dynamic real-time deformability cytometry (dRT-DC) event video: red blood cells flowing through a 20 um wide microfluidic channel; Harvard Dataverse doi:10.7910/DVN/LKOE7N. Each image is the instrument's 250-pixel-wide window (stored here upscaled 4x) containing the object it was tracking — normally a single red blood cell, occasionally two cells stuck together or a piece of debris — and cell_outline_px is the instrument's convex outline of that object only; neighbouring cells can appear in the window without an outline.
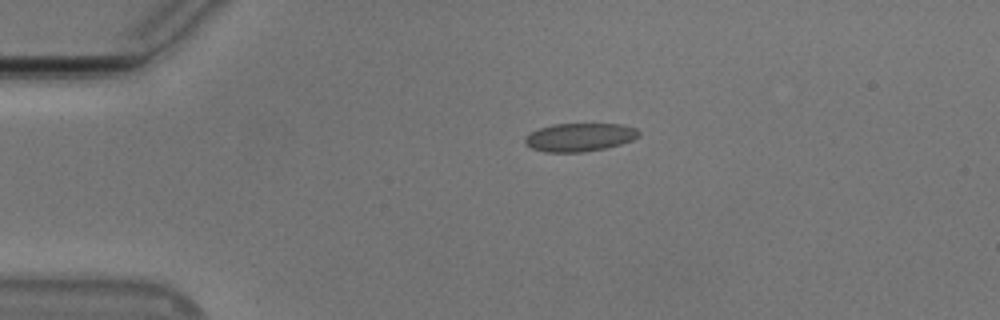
{"species": "Egyptian fruit bat (a non-hibernating species)", "species_latin": "Rousettus aegyptiacus", "temperature_condition": "cold", "stored_images_in_passage": 43, "camera_frame_rate_fps": 3000, "um_per_image_px": 0.085, "animal": {"sex": "male"}, "frame": {"image": 1, "passage_image": 1, "time_ms": 0.0, "image_size_px": [1000, 320], "cell_outline_px": [[640, 136], [632, 140], [620, 144], [604, 148], [580, 152], [544, 152], [532, 148], [524, 144], [524, 136], [540, 128], [552, 124], [620, 124], [636, 128], [640, 132]], "centroid_in_image_um": [49.25, 11.66], "position_along_channel_um": 35.8, "area_um2": 18.73}}
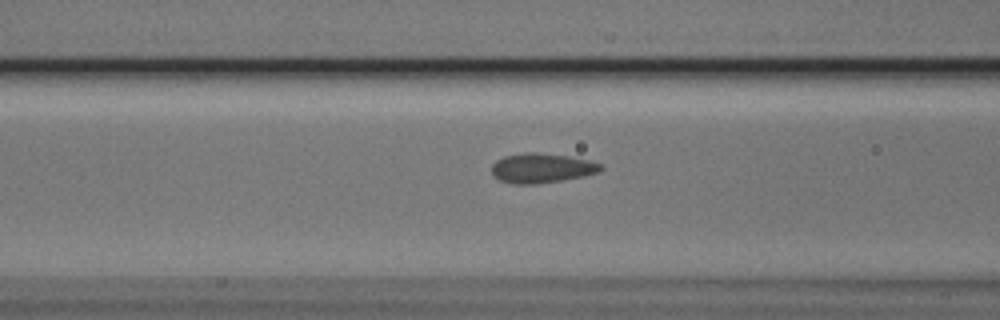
{"frame": {"image": 2, "passage_image": 11, "time_ms": 3.333, "image_size_px": [1000, 320], "cell_outline_px": [[604, 168], [600, 172], [560, 180], [536, 184], [512, 184], [500, 180], [492, 176], [492, 164], [496, 160], [504, 156], [524, 152], [536, 152], [568, 156], [588, 160], [600, 164]], "centroid_in_image_um": [45.99, 14.28], "position_along_channel_um": 120.6, "area_um2": 18.79}}
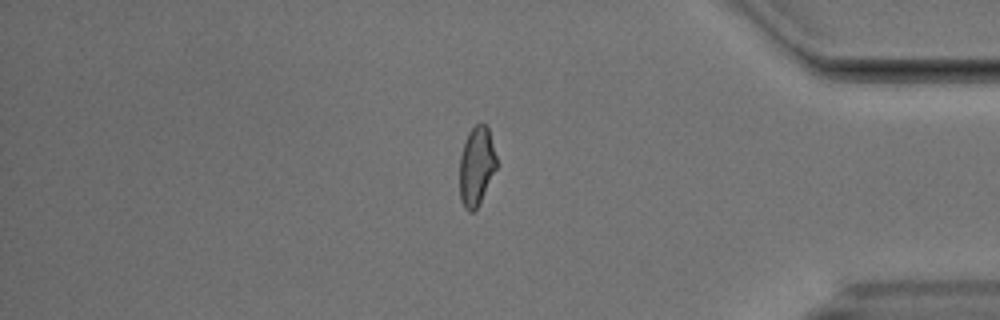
{"frame": {"image": 3, "passage_image": 35, "time_ms": 11.333, "image_size_px": [1000, 320], "cell_outline_px": [[496, 168], [476, 208], [472, 212], [468, 212], [464, 208], [460, 200], [460, 156], [468, 132], [476, 124], [484, 124], [488, 128], [496, 156]], "centroid_in_image_um": [40.48, 14.12], "position_along_channel_um": 394.7, "area_um2": 16.59}, "authors_computed_cell_mechanics": {"area_um2": 18.0914, "velocity_mm_per_s": 3.7649, "shape_relaxation_time_tau1_ms": 3.2345, "shape_relaxation_time_tau2_ms": 1.4457, "deformation_change_tau1": 0.0927, "deformation_change_tau2": 0.0427}}